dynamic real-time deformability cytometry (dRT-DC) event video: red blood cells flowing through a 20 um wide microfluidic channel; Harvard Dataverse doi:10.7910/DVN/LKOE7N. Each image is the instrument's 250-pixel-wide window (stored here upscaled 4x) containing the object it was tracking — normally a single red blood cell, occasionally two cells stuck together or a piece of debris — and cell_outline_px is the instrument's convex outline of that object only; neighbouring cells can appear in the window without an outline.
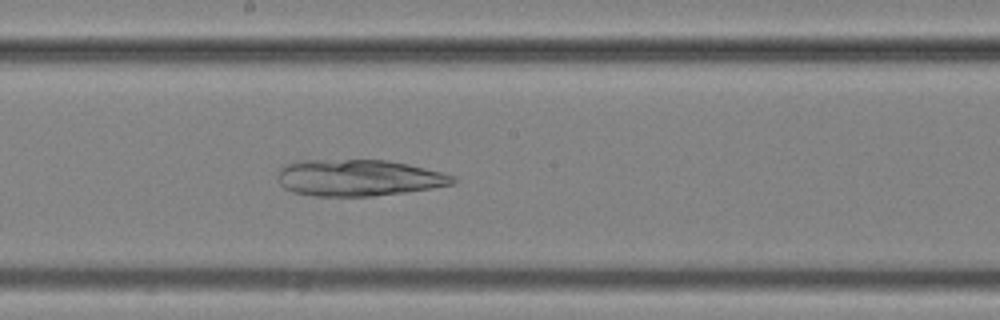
{"species": "common noctule bat (a hibernating species)", "species_latin": "Nyctalus noctula", "temperature_condition": "cold", "stored_images_in_passage": 39, "camera_frame_rate_fps": 3000, "um_per_image_px": 0.085, "animal": {"sex": "female", "body_mass_g": 25.1}, "frame": {"image": 1, "passage_image": 17, "time_ms": 5.333, "image_size_px": [1000, 320], "cell_outline_px": [[456, 184], [404, 192], [372, 196], [312, 196], [292, 192], [284, 188], [280, 184], [280, 168], [284, 164], [296, 160], [388, 160], [408, 164], [440, 172], [452, 176], [456, 180]], "centroid_in_image_um": [30.44, 15.11], "position_along_channel_um": 217.8, "area_um2": 37.17}}